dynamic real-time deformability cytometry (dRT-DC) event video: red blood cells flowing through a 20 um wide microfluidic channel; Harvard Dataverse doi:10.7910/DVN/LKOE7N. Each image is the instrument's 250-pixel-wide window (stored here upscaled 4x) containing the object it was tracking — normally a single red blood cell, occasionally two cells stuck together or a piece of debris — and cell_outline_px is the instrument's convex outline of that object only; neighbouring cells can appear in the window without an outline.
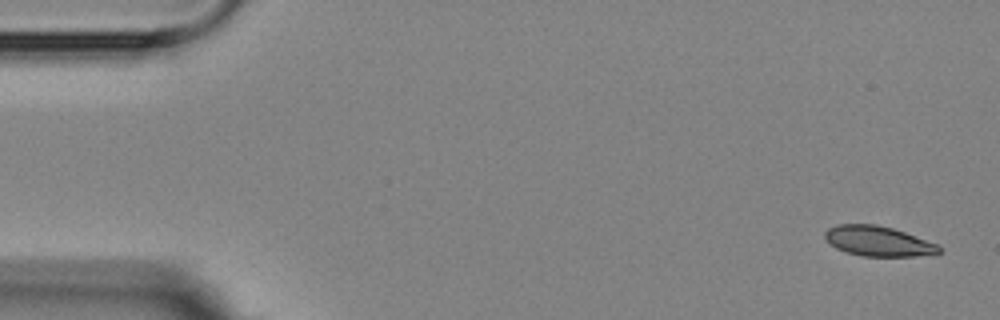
{"species": "Egyptian fruit bat (a non-hibernating species)", "species_latin": "Rousettus aegyptiacus", "temperature_condition": "room temperature", "stored_images_in_passage": 5, "camera_frame_rate_fps": 3000, "um_per_image_px": 0.085, "animal": {"sex": "female"}, "frame": {"image": 1, "passage_image": 1, "time_ms": 0.0, "image_size_px": [1000, 320], "cell_outline_px": [[940, 252], [936, 256], [860, 256], [844, 252], [836, 248], [824, 236], [824, 232], [828, 228], [836, 224], [876, 224], [892, 228], [904, 232], [936, 244], [940, 248]], "centroid_in_image_um": [74.64, 20.51], "position_along_channel_um": 10.4, "area_um2": 20.06}}
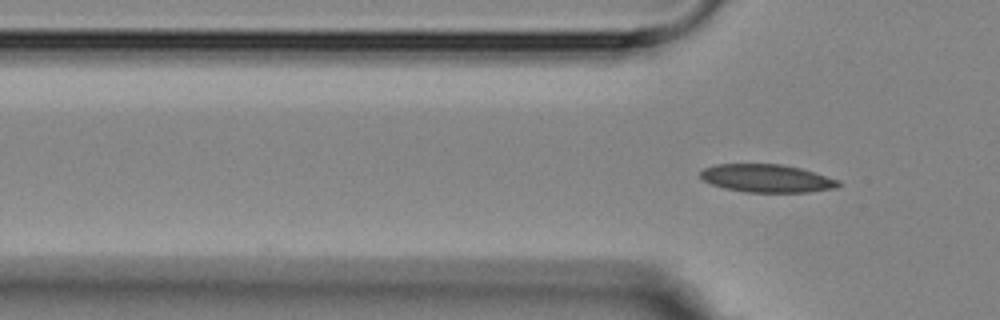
{"frame": {"image": 2, "passage_image": 5, "time_ms": 4.667, "image_size_px": [1000, 320], "cell_outline_px": [[840, 184], [836, 188], [808, 192], [744, 192], [724, 188], [700, 180], [700, 172], [704, 168], [716, 164], [780, 164], [800, 168], [840, 180]], "centroid_in_image_um": [65.15, 15.16], "position_along_channel_um": 60.7, "area_um2": 22.54}}